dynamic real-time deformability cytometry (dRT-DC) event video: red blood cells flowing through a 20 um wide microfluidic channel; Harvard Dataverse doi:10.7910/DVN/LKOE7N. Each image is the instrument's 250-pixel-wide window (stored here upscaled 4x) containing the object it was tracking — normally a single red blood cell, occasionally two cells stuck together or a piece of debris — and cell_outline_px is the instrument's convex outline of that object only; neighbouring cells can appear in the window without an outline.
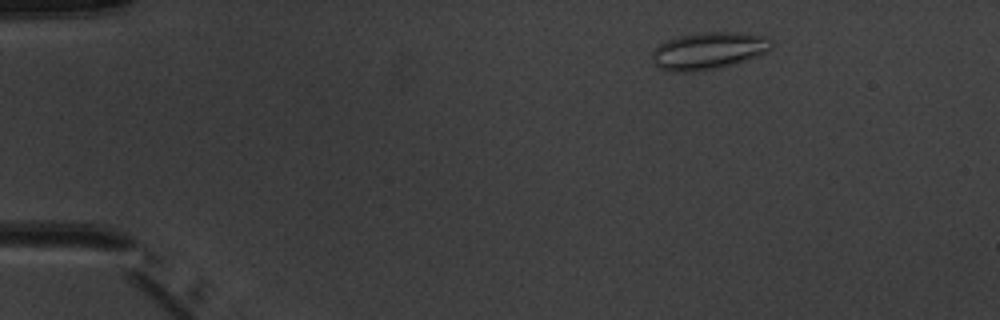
{"species": "common noctule bat (a hibernating species)", "species_latin": "Nyctalus noctula", "temperature_condition": "warm", "stored_images_in_passage": 3, "camera_frame_rate_fps": 3000, "um_per_image_px": 0.085, "animal": {"sex": "male", "body_mass_g": 20.1, "forearm_length_mm": 53.5}, "frame": {"image": 1, "passage_image": 1, "time_ms": 0.0, "image_size_px": [1000, 320], "cell_outline_px": [[772, 48], [768, 52], [736, 64], [720, 68], [696, 72], [672, 72], [660, 68], [652, 64], [652, 52], [660, 44], [668, 40], [680, 36], [704, 32], [736, 32], [764, 36], [772, 40]], "centroid_in_image_um": [60.24, 4.34], "position_along_channel_um": 24.8, "area_um2": 26.13}}